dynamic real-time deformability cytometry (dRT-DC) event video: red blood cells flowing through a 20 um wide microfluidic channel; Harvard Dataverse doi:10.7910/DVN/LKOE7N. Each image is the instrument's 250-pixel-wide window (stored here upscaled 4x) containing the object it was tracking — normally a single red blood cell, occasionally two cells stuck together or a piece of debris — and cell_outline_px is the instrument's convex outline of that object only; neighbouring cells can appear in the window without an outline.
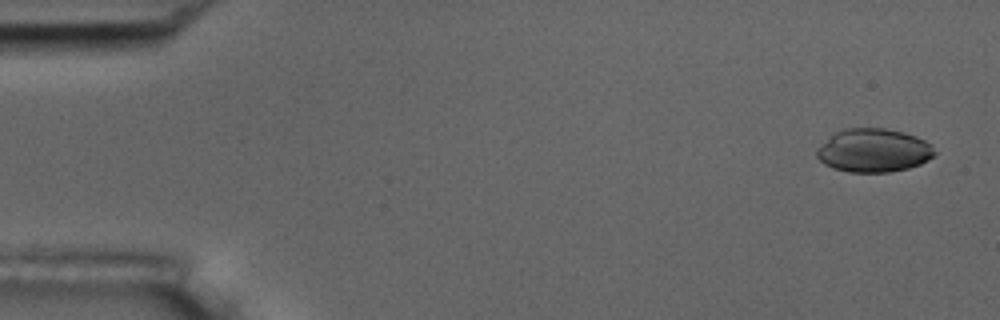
{"species": "common noctule bat (a hibernating species)", "species_latin": "Nyctalus noctula", "temperature_condition": "room temperature", "stored_images_in_passage": 5, "camera_frame_rate_fps": 3000, "um_per_image_px": 0.085, "animal": {"sex": "male", "body_mass_g": 17.5, "forearm_length_mm": 52.3}, "frame": {"image": 1, "passage_image": 1, "time_ms": 0.0, "image_size_px": [1000, 320], "cell_outline_px": [[936, 152], [928, 160], [920, 164], [908, 168], [888, 172], [848, 172], [832, 168], [824, 164], [816, 156], [816, 148], [820, 144], [836, 132], [844, 128], [884, 128], [916, 136], [932, 144]], "centroid_in_image_um": [74.23, 12.79], "position_along_channel_um": 10.8, "area_um2": 29.88}}
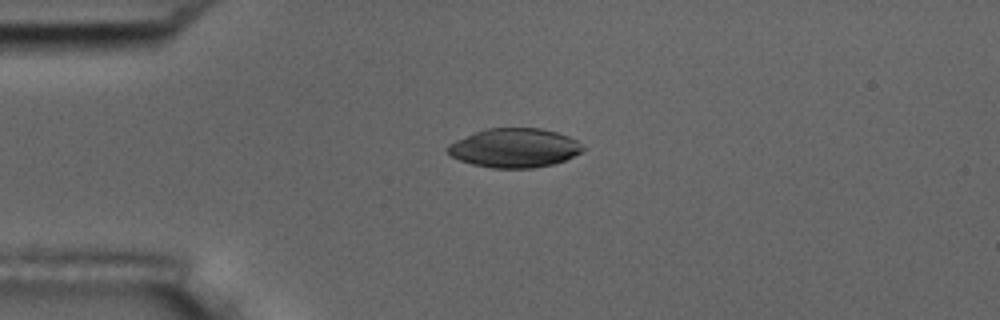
{"frame": {"image": 2, "passage_image": 4, "time_ms": 3.667, "image_size_px": [1000, 320], "cell_outline_px": [[584, 148], [580, 152], [564, 160], [552, 164], [532, 168], [492, 168], [472, 164], [460, 160], [452, 156], [444, 148], [448, 144], [456, 140], [476, 132], [488, 128], [540, 128], [556, 132], [568, 136], [576, 140]], "centroid_in_image_um": [43.69, 12.57], "position_along_channel_um": 41.3, "area_um2": 30.52}}